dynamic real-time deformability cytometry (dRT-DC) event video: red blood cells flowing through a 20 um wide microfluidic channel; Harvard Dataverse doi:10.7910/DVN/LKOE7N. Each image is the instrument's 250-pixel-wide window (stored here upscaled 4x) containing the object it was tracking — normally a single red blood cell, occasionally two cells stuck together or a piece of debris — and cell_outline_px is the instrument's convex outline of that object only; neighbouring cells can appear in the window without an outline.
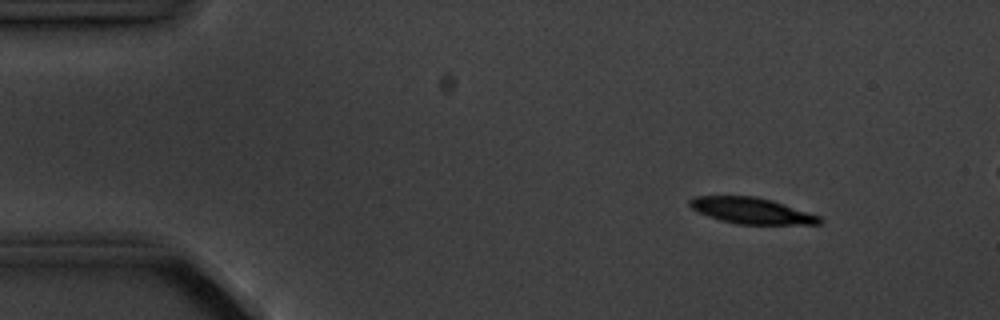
{"species": "common noctule bat (a hibernating species)", "species_latin": "Nyctalus noctula", "temperature_condition": "cold", "stored_images_in_passage": 3, "camera_frame_rate_fps": 3000, "um_per_image_px": 0.085, "animal": {"sex": "male", "body_mass_g": 20.1, "forearm_length_mm": 53.5}, "frame": {"image": 1, "passage_image": 1, "time_ms": 0.0, "image_size_px": [1000, 320], "cell_outline_px": [[824, 220], [820, 224], [736, 224], [720, 220], [708, 216], [692, 208], [688, 204], [688, 200], [692, 196], [756, 196], [772, 200], [820, 216]], "centroid_in_image_um": [63.87, 17.9], "position_along_channel_um": 21.1, "area_um2": 19.71}}